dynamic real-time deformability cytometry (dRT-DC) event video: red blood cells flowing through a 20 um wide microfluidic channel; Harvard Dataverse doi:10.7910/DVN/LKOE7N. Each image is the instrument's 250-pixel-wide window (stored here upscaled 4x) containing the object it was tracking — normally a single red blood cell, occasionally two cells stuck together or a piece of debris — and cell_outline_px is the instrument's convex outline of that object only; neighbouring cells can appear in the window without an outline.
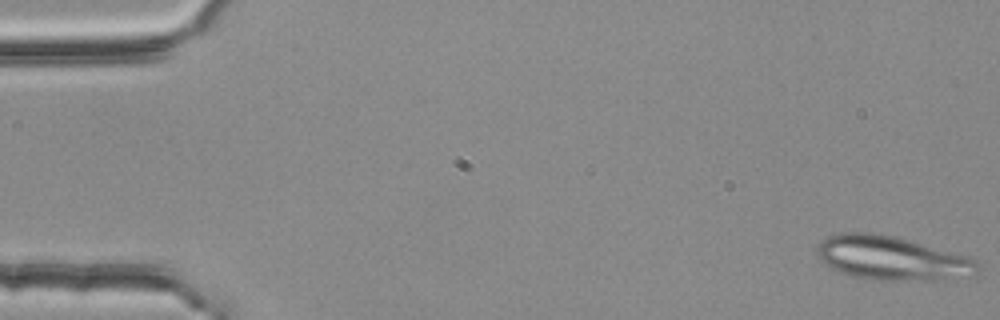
{"species": "common noctule bat (a hibernating species)", "species_latin": "Nyctalus noctula", "temperature_condition": "room temperature", "stored_images_in_passage": 32, "camera_frame_rate_fps": 3000, "um_per_image_px": 0.085, "animal": {"sex": "female", "body_mass_g": 25.1}, "frame": {"image": 1, "passage_image": 1, "time_ms": 0.0, "image_size_px": [1000, 320], "cell_outline_px": [[980, 268], [976, 276], [940, 280], [872, 280], [840, 272], [824, 264], [820, 260], [816, 252], [816, 244], [820, 240], [828, 236], [840, 232], [880, 232], [896, 236], [968, 256], [976, 260]], "centroid_in_image_um": [75.81, 21.93], "position_along_channel_um": 9.2, "area_um2": 41.85}}
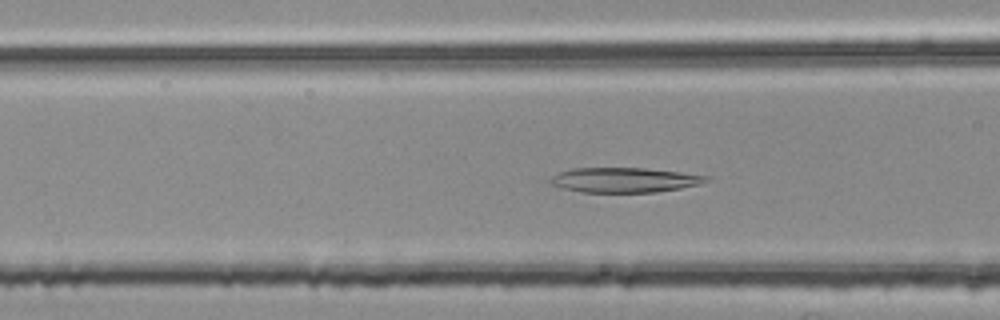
{"frame": {"image": 2, "passage_image": 21, "time_ms": 6.667, "image_size_px": [1000, 320], "cell_outline_px": [[712, 180], [700, 184], [680, 188], [656, 192], [580, 192], [548, 184], [548, 180], [552, 176], [560, 172], [572, 168], [644, 168], [680, 172], [712, 176]], "centroid_in_image_um": [53.1, 15.3], "position_along_channel_um": 113.5, "area_um2": 22.72}}
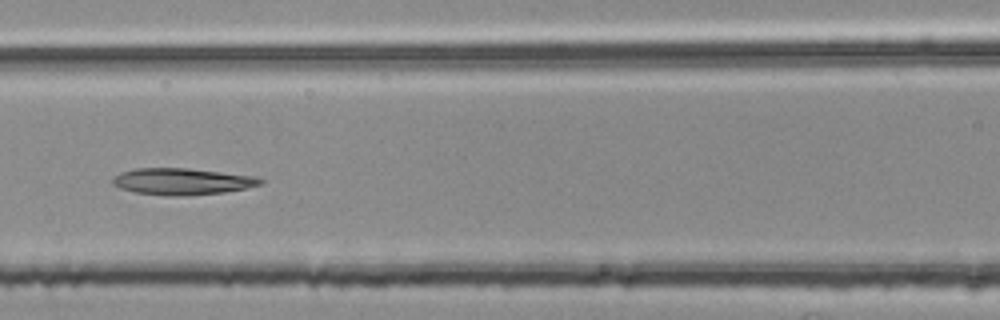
{"frame": {"image": 3, "passage_image": 24, "time_ms": 7.667, "image_size_px": [1000, 320], "cell_outline_px": [[264, 180], [260, 184], [244, 188], [224, 192], [188, 196], [168, 196], [136, 192], [120, 188], [112, 184], [112, 180], [120, 172], [136, 168], [188, 168], [252, 176]], "centroid_in_image_um": [15.43, 15.43], "position_along_channel_um": 151.2, "area_um2": 22.66}}